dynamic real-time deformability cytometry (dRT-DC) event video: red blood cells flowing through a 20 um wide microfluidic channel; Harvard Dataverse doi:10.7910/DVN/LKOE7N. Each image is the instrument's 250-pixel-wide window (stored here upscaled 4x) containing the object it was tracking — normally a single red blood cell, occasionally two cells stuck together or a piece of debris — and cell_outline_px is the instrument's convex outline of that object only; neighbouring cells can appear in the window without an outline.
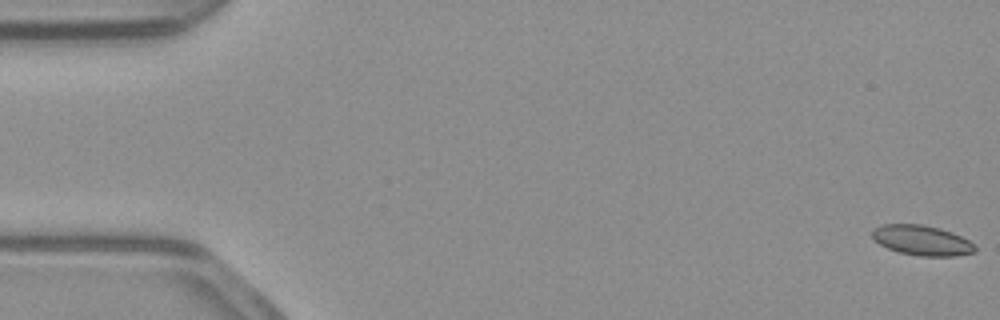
{"species": "common noctule bat (a hibernating species)", "species_latin": "Nyctalus noctula", "temperature_condition": "warm", "stored_images_in_passage": 53, "camera_frame_rate_fps": 3000, "um_per_image_px": 0.085, "animal": {"sex": "male", "body_mass_g": 23.1, "forearm_length_mm": 52.7}, "frame": {"image": 1, "passage_image": 1, "time_ms": 0.0, "image_size_px": [1000, 320], "cell_outline_px": [[976, 252], [956, 256], [920, 256], [900, 252], [888, 248], [880, 244], [872, 236], [872, 228], [884, 224], [920, 224], [940, 228], [952, 232], [976, 244]], "centroid_in_image_um": [78.39, 20.43], "position_along_channel_um": 6.6, "area_um2": 18.03}}
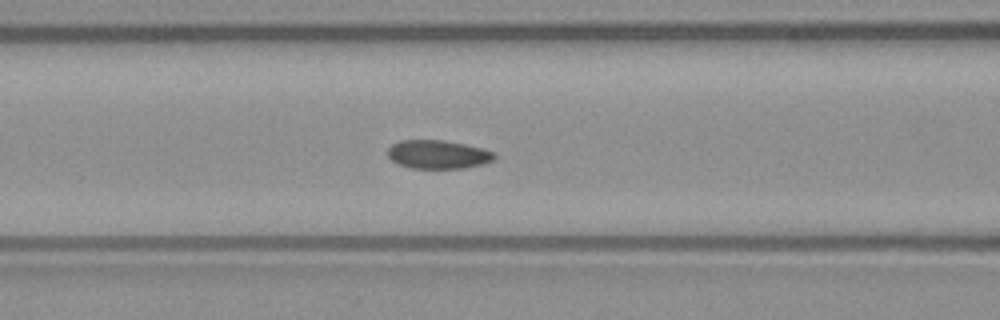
{"frame": {"image": 2, "passage_image": 22, "time_ms": 7.0, "image_size_px": [1000, 320], "cell_outline_px": [[496, 160], [484, 164], [464, 168], [412, 168], [400, 164], [392, 160], [388, 156], [388, 148], [392, 144], [400, 140], [444, 140], [484, 148], [496, 152]], "centroid_in_image_um": [37.29, 13.12], "position_along_channel_um": 129.3, "area_um2": 17.92}}
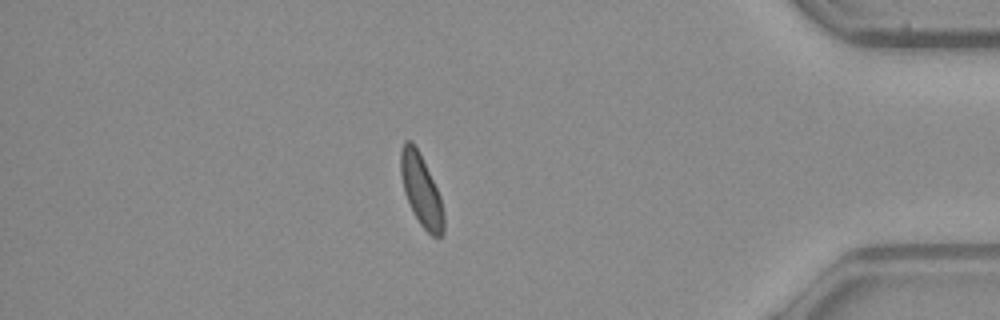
{"frame": {"image": 3, "passage_image": 46, "time_ms": 15.0, "image_size_px": [1000, 320], "cell_outline_px": [[444, 232], [440, 236], [432, 236], [420, 224], [404, 192], [400, 172], [400, 148], [404, 140], [412, 140], [440, 196], [444, 212]], "centroid_in_image_um": [35.79, 16.16], "position_along_channel_um": 399.4, "area_um2": 17.51}, "authors_computed_cell_mechanics": {"area_um2": 18.1492, "velocity_mm_per_s": 3.9005, "shape_relaxation_time_tau1_ms": 8.4533, "shape_relaxation_time_tau2_ms": null, "deformation_change_tau1": 0.115, "deformation_change_tau2": null}}